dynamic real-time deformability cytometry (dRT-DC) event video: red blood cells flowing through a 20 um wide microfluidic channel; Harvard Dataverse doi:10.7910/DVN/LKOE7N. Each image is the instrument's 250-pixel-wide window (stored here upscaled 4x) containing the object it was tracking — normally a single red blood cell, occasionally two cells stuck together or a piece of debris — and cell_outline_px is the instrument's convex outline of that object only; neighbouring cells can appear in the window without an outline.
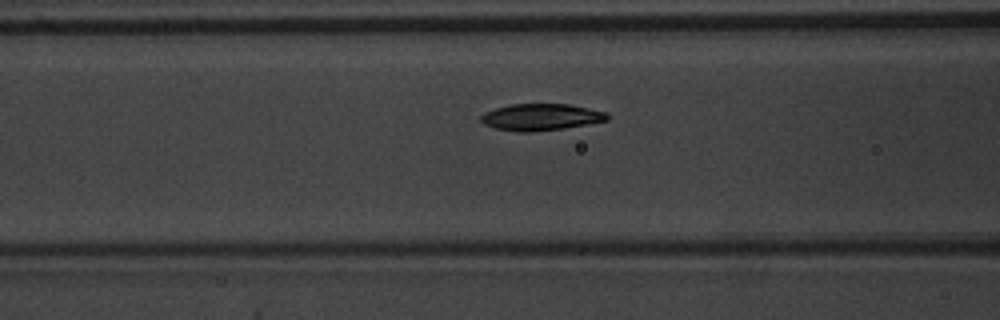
{"species": "common noctule bat (a hibernating species)", "species_latin": "Nyctalus noctula", "temperature_condition": "warm", "stored_images_in_passage": 38, "camera_frame_rate_fps": 3000, "um_per_image_px": 0.085, "animal": {"sex": "male", "body_mass_g": 20.1, "forearm_length_mm": 53.5}, "frame": {"image": 1, "passage_image": 7, "time_ms": 2.0, "image_size_px": [1000, 320], "cell_outline_px": [[608, 120], [588, 124], [564, 128], [532, 132], [516, 132], [496, 128], [484, 124], [480, 120], [480, 116], [484, 112], [508, 104], [568, 104], [608, 112]], "centroid_in_image_um": [45.96, 9.95], "position_along_channel_um": 120.6, "area_um2": 19.71}}
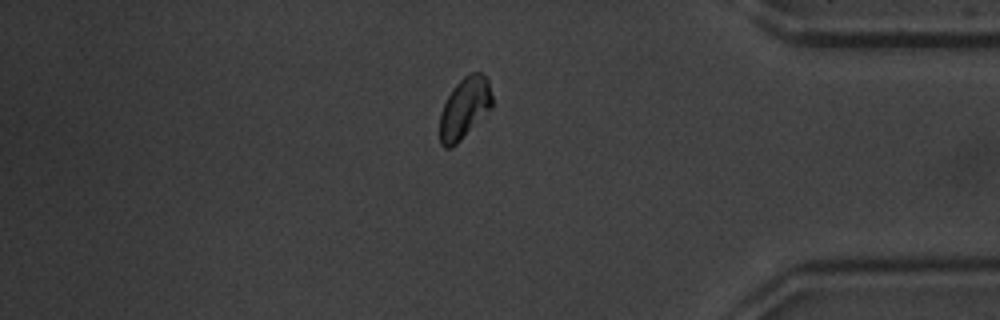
{"frame": {"image": 2, "passage_image": 30, "time_ms": 9.667, "image_size_px": [1000, 320], "cell_outline_px": [[492, 108], [452, 148], [444, 148], [440, 144], [440, 112], [452, 88], [464, 76], [472, 72], [480, 72], [488, 80], [492, 96]], "centroid_in_image_um": [39.48, 9.19], "position_along_channel_um": 395.7, "area_um2": 18.61}}
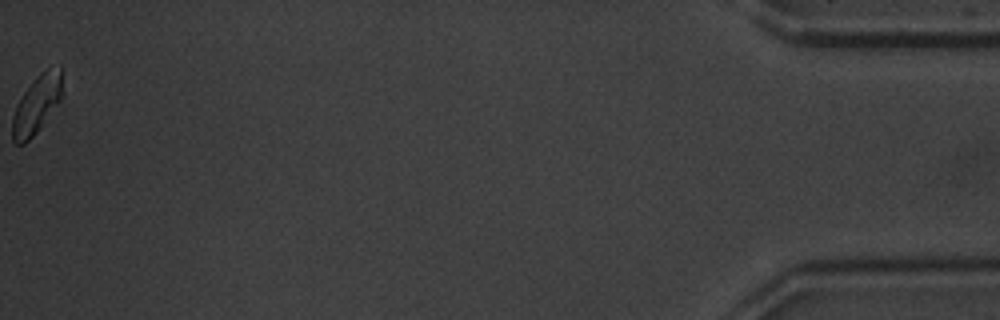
{"frame": {"image": 3, "passage_image": 38, "time_ms": 12.333, "image_size_px": [1000, 320], "cell_outline_px": [[64, 96], [36, 132], [24, 144], [16, 144], [12, 140], [12, 116], [16, 104], [24, 92], [40, 72], [48, 68], [60, 64], [64, 92]], "centroid_in_image_um": [3.15, 8.84], "position_along_channel_um": 432.1, "area_um2": 17.11}, "authors_computed_cell_mechanics": {"area_um2": 19.5364, "velocity_mm_per_s": 3.8924, "shape_relaxation_time_tau1_ms": 2.2759, "shape_relaxation_time_tau2_ms": 2.9648, "deformation_change_tau1": 0.1099, "deformation_change_tau2": 0.0462}}